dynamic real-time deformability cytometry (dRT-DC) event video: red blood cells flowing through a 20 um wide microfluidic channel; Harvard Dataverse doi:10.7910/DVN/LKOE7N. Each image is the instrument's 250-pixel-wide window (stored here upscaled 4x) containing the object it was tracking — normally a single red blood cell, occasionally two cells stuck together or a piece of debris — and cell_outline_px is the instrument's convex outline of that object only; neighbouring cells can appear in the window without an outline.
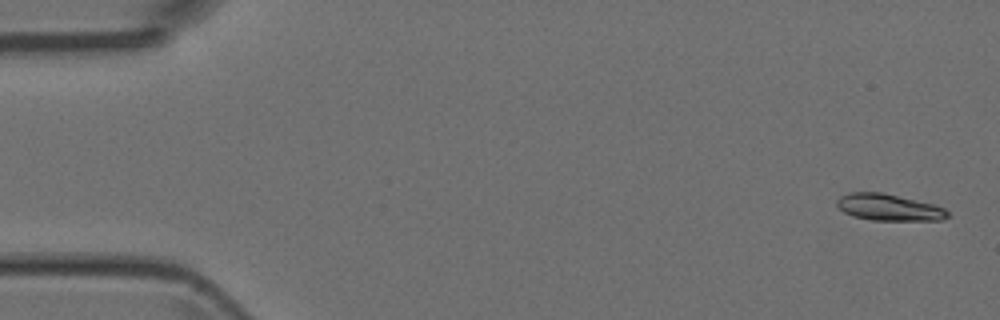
{"species": "Egyptian fruit bat (a non-hibernating species)", "species_latin": "Rousettus aegyptiacus", "temperature_condition": "room temperature", "stored_images_in_passage": 5, "camera_frame_rate_fps": 3000, "um_per_image_px": 0.085, "animal": {"sex": "female"}, "frame": {"image": 1, "passage_image": 1, "time_ms": 0.0, "image_size_px": [1000, 320], "cell_outline_px": [[948, 216], [940, 220], [872, 220], [852, 216], [844, 212], [836, 204], [836, 200], [840, 196], [848, 192], [884, 192], [936, 204], [944, 208], [948, 212]], "centroid_in_image_um": [75.54, 17.61], "position_along_channel_um": 9.5, "area_um2": 17.34}}
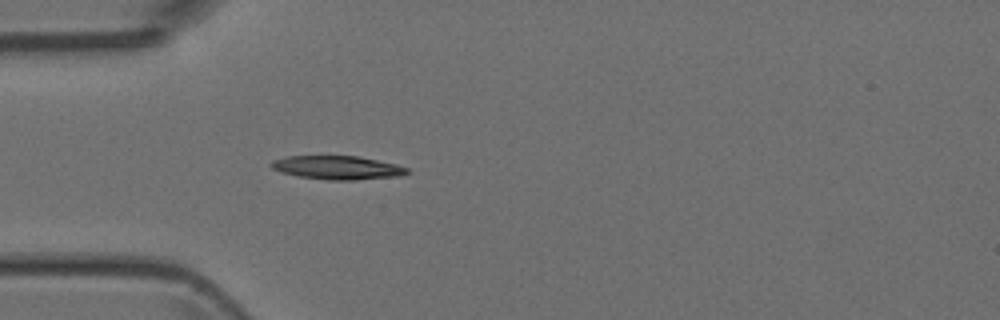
{"frame": {"image": 2, "passage_image": 5, "time_ms": 4.333, "image_size_px": [1000, 320], "cell_outline_px": [[412, 172], [400, 176], [356, 180], [328, 180], [296, 176], [280, 172], [272, 168], [268, 164], [272, 160], [288, 156], [356, 156], [396, 164], [408, 168]], "centroid_in_image_um": [28.67, 14.25], "position_along_channel_um": 56.3, "area_um2": 18.84}}